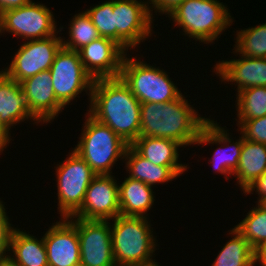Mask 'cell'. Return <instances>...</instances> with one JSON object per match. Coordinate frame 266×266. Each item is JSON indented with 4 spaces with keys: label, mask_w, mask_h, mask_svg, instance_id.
<instances>
[{
    "label": "cell",
    "mask_w": 266,
    "mask_h": 266,
    "mask_svg": "<svg viewBox=\"0 0 266 266\" xmlns=\"http://www.w3.org/2000/svg\"><path fill=\"white\" fill-rule=\"evenodd\" d=\"M240 56V59L217 62L213 71L222 82L236 83L237 93L254 86H266V58Z\"/></svg>",
    "instance_id": "18"
},
{
    "label": "cell",
    "mask_w": 266,
    "mask_h": 266,
    "mask_svg": "<svg viewBox=\"0 0 266 266\" xmlns=\"http://www.w3.org/2000/svg\"><path fill=\"white\" fill-rule=\"evenodd\" d=\"M10 132L0 124V153L3 152L4 147L10 143Z\"/></svg>",
    "instance_id": "36"
},
{
    "label": "cell",
    "mask_w": 266,
    "mask_h": 266,
    "mask_svg": "<svg viewBox=\"0 0 266 266\" xmlns=\"http://www.w3.org/2000/svg\"><path fill=\"white\" fill-rule=\"evenodd\" d=\"M131 146L144 158L158 166H185L178 163L179 147L182 145L174 140L139 136Z\"/></svg>",
    "instance_id": "23"
},
{
    "label": "cell",
    "mask_w": 266,
    "mask_h": 266,
    "mask_svg": "<svg viewBox=\"0 0 266 266\" xmlns=\"http://www.w3.org/2000/svg\"><path fill=\"white\" fill-rule=\"evenodd\" d=\"M257 204L266 210V197L262 198Z\"/></svg>",
    "instance_id": "39"
},
{
    "label": "cell",
    "mask_w": 266,
    "mask_h": 266,
    "mask_svg": "<svg viewBox=\"0 0 266 266\" xmlns=\"http://www.w3.org/2000/svg\"><path fill=\"white\" fill-rule=\"evenodd\" d=\"M113 220L110 228L116 266H143L154 262L152 256L158 244L148 219L118 215Z\"/></svg>",
    "instance_id": "3"
},
{
    "label": "cell",
    "mask_w": 266,
    "mask_h": 266,
    "mask_svg": "<svg viewBox=\"0 0 266 266\" xmlns=\"http://www.w3.org/2000/svg\"><path fill=\"white\" fill-rule=\"evenodd\" d=\"M87 116L81 139L73 150L86 161L96 175L111 174L117 159H124L129 144L110 127L97 121L89 113Z\"/></svg>",
    "instance_id": "5"
},
{
    "label": "cell",
    "mask_w": 266,
    "mask_h": 266,
    "mask_svg": "<svg viewBox=\"0 0 266 266\" xmlns=\"http://www.w3.org/2000/svg\"><path fill=\"white\" fill-rule=\"evenodd\" d=\"M229 234L233 238L226 242L212 266H254L256 252L249 242L235 228Z\"/></svg>",
    "instance_id": "25"
},
{
    "label": "cell",
    "mask_w": 266,
    "mask_h": 266,
    "mask_svg": "<svg viewBox=\"0 0 266 266\" xmlns=\"http://www.w3.org/2000/svg\"><path fill=\"white\" fill-rule=\"evenodd\" d=\"M266 171V145L243 140L238 167L234 174L244 192L255 180Z\"/></svg>",
    "instance_id": "22"
},
{
    "label": "cell",
    "mask_w": 266,
    "mask_h": 266,
    "mask_svg": "<svg viewBox=\"0 0 266 266\" xmlns=\"http://www.w3.org/2000/svg\"><path fill=\"white\" fill-rule=\"evenodd\" d=\"M227 131L228 130H225L223 127L217 124V122L215 123L214 120L209 119L200 131L199 137L196 141L197 145L203 143H209V145L213 143L217 145L222 144L221 147L223 148L219 147L217 150H215V153H213L211 163L214 167V171L216 170L217 173L226 175V180L229 179V177H227L228 175L233 176L238 167L241 148L244 140V137L241 135L238 140L235 142L233 140L232 142V139H230L229 133H227ZM224 148L228 149V152L227 150L225 151Z\"/></svg>",
    "instance_id": "17"
},
{
    "label": "cell",
    "mask_w": 266,
    "mask_h": 266,
    "mask_svg": "<svg viewBox=\"0 0 266 266\" xmlns=\"http://www.w3.org/2000/svg\"><path fill=\"white\" fill-rule=\"evenodd\" d=\"M168 17L185 35L206 44L213 43L233 22L227 6L218 0H186Z\"/></svg>",
    "instance_id": "4"
},
{
    "label": "cell",
    "mask_w": 266,
    "mask_h": 266,
    "mask_svg": "<svg viewBox=\"0 0 266 266\" xmlns=\"http://www.w3.org/2000/svg\"><path fill=\"white\" fill-rule=\"evenodd\" d=\"M32 2L31 0H0V13L17 7H22Z\"/></svg>",
    "instance_id": "35"
},
{
    "label": "cell",
    "mask_w": 266,
    "mask_h": 266,
    "mask_svg": "<svg viewBox=\"0 0 266 266\" xmlns=\"http://www.w3.org/2000/svg\"><path fill=\"white\" fill-rule=\"evenodd\" d=\"M244 139L266 145V115L260 118L238 122Z\"/></svg>",
    "instance_id": "31"
},
{
    "label": "cell",
    "mask_w": 266,
    "mask_h": 266,
    "mask_svg": "<svg viewBox=\"0 0 266 266\" xmlns=\"http://www.w3.org/2000/svg\"><path fill=\"white\" fill-rule=\"evenodd\" d=\"M143 266H160L159 264H158V262H151V263H148V264H145V265H143Z\"/></svg>",
    "instance_id": "40"
},
{
    "label": "cell",
    "mask_w": 266,
    "mask_h": 266,
    "mask_svg": "<svg viewBox=\"0 0 266 266\" xmlns=\"http://www.w3.org/2000/svg\"><path fill=\"white\" fill-rule=\"evenodd\" d=\"M5 206L0 200V257L6 256L9 251V246L11 242V236L14 227H11L7 213L5 212Z\"/></svg>",
    "instance_id": "32"
},
{
    "label": "cell",
    "mask_w": 266,
    "mask_h": 266,
    "mask_svg": "<svg viewBox=\"0 0 266 266\" xmlns=\"http://www.w3.org/2000/svg\"><path fill=\"white\" fill-rule=\"evenodd\" d=\"M49 71L55 96L64 107L83 91L89 90L91 97L94 79L85 70L78 51L61 47Z\"/></svg>",
    "instance_id": "8"
},
{
    "label": "cell",
    "mask_w": 266,
    "mask_h": 266,
    "mask_svg": "<svg viewBox=\"0 0 266 266\" xmlns=\"http://www.w3.org/2000/svg\"><path fill=\"white\" fill-rule=\"evenodd\" d=\"M68 26L70 39L66 41L62 38V47L66 49L78 51L100 37L86 11L76 14Z\"/></svg>",
    "instance_id": "28"
},
{
    "label": "cell",
    "mask_w": 266,
    "mask_h": 266,
    "mask_svg": "<svg viewBox=\"0 0 266 266\" xmlns=\"http://www.w3.org/2000/svg\"><path fill=\"white\" fill-rule=\"evenodd\" d=\"M48 266H74L80 263V243L77 227L63 218L43 235Z\"/></svg>",
    "instance_id": "15"
},
{
    "label": "cell",
    "mask_w": 266,
    "mask_h": 266,
    "mask_svg": "<svg viewBox=\"0 0 266 266\" xmlns=\"http://www.w3.org/2000/svg\"><path fill=\"white\" fill-rule=\"evenodd\" d=\"M0 266H18V265L9 254V255L0 257Z\"/></svg>",
    "instance_id": "38"
},
{
    "label": "cell",
    "mask_w": 266,
    "mask_h": 266,
    "mask_svg": "<svg viewBox=\"0 0 266 266\" xmlns=\"http://www.w3.org/2000/svg\"><path fill=\"white\" fill-rule=\"evenodd\" d=\"M53 17L45 5L30 2L1 12L0 33L6 31L27 41L48 38L60 32Z\"/></svg>",
    "instance_id": "9"
},
{
    "label": "cell",
    "mask_w": 266,
    "mask_h": 266,
    "mask_svg": "<svg viewBox=\"0 0 266 266\" xmlns=\"http://www.w3.org/2000/svg\"><path fill=\"white\" fill-rule=\"evenodd\" d=\"M87 73L94 79L117 78L126 51L114 40L99 37L78 50Z\"/></svg>",
    "instance_id": "14"
},
{
    "label": "cell",
    "mask_w": 266,
    "mask_h": 266,
    "mask_svg": "<svg viewBox=\"0 0 266 266\" xmlns=\"http://www.w3.org/2000/svg\"><path fill=\"white\" fill-rule=\"evenodd\" d=\"M126 56L119 77L141 104L168 103L182 95L163 69Z\"/></svg>",
    "instance_id": "6"
},
{
    "label": "cell",
    "mask_w": 266,
    "mask_h": 266,
    "mask_svg": "<svg viewBox=\"0 0 266 266\" xmlns=\"http://www.w3.org/2000/svg\"><path fill=\"white\" fill-rule=\"evenodd\" d=\"M92 23L97 28L100 37H106L116 42V26L113 14V0L90 7L86 10Z\"/></svg>",
    "instance_id": "30"
},
{
    "label": "cell",
    "mask_w": 266,
    "mask_h": 266,
    "mask_svg": "<svg viewBox=\"0 0 266 266\" xmlns=\"http://www.w3.org/2000/svg\"><path fill=\"white\" fill-rule=\"evenodd\" d=\"M113 14L116 43L125 51L135 48L146 40V37L151 36L153 18L147 1L113 0Z\"/></svg>",
    "instance_id": "10"
},
{
    "label": "cell",
    "mask_w": 266,
    "mask_h": 266,
    "mask_svg": "<svg viewBox=\"0 0 266 266\" xmlns=\"http://www.w3.org/2000/svg\"><path fill=\"white\" fill-rule=\"evenodd\" d=\"M234 228L249 242L256 252L266 243V210L259 205L254 207Z\"/></svg>",
    "instance_id": "27"
},
{
    "label": "cell",
    "mask_w": 266,
    "mask_h": 266,
    "mask_svg": "<svg viewBox=\"0 0 266 266\" xmlns=\"http://www.w3.org/2000/svg\"><path fill=\"white\" fill-rule=\"evenodd\" d=\"M152 187L132 178H125L119 185L120 215L145 217L154 204Z\"/></svg>",
    "instance_id": "21"
},
{
    "label": "cell",
    "mask_w": 266,
    "mask_h": 266,
    "mask_svg": "<svg viewBox=\"0 0 266 266\" xmlns=\"http://www.w3.org/2000/svg\"><path fill=\"white\" fill-rule=\"evenodd\" d=\"M238 122L266 115V86H254L237 93Z\"/></svg>",
    "instance_id": "26"
},
{
    "label": "cell",
    "mask_w": 266,
    "mask_h": 266,
    "mask_svg": "<svg viewBox=\"0 0 266 266\" xmlns=\"http://www.w3.org/2000/svg\"><path fill=\"white\" fill-rule=\"evenodd\" d=\"M53 35L44 39L28 40L18 48L11 64L2 70L10 79L21 81L51 68L62 38Z\"/></svg>",
    "instance_id": "11"
},
{
    "label": "cell",
    "mask_w": 266,
    "mask_h": 266,
    "mask_svg": "<svg viewBox=\"0 0 266 266\" xmlns=\"http://www.w3.org/2000/svg\"><path fill=\"white\" fill-rule=\"evenodd\" d=\"M77 227L80 262L85 266H116L111 228L108 220H86L69 217ZM73 220V221H72Z\"/></svg>",
    "instance_id": "12"
},
{
    "label": "cell",
    "mask_w": 266,
    "mask_h": 266,
    "mask_svg": "<svg viewBox=\"0 0 266 266\" xmlns=\"http://www.w3.org/2000/svg\"><path fill=\"white\" fill-rule=\"evenodd\" d=\"M262 266H266V243L263 244L257 251H256V262Z\"/></svg>",
    "instance_id": "37"
},
{
    "label": "cell",
    "mask_w": 266,
    "mask_h": 266,
    "mask_svg": "<svg viewBox=\"0 0 266 266\" xmlns=\"http://www.w3.org/2000/svg\"><path fill=\"white\" fill-rule=\"evenodd\" d=\"M233 50L244 57L266 58V22L236 32Z\"/></svg>",
    "instance_id": "29"
},
{
    "label": "cell",
    "mask_w": 266,
    "mask_h": 266,
    "mask_svg": "<svg viewBox=\"0 0 266 266\" xmlns=\"http://www.w3.org/2000/svg\"><path fill=\"white\" fill-rule=\"evenodd\" d=\"M33 119L26 95L20 83L10 79L2 70L0 71V124L8 131L11 126Z\"/></svg>",
    "instance_id": "19"
},
{
    "label": "cell",
    "mask_w": 266,
    "mask_h": 266,
    "mask_svg": "<svg viewBox=\"0 0 266 266\" xmlns=\"http://www.w3.org/2000/svg\"><path fill=\"white\" fill-rule=\"evenodd\" d=\"M114 177L96 175L87 187L81 208L72 218L110 221L120 215L119 185Z\"/></svg>",
    "instance_id": "13"
},
{
    "label": "cell",
    "mask_w": 266,
    "mask_h": 266,
    "mask_svg": "<svg viewBox=\"0 0 266 266\" xmlns=\"http://www.w3.org/2000/svg\"><path fill=\"white\" fill-rule=\"evenodd\" d=\"M253 191L258 193L259 195L257 202H259L262 198L266 197V171L257 180H255L250 186H248L246 190L244 191V193L249 194V193H252Z\"/></svg>",
    "instance_id": "34"
},
{
    "label": "cell",
    "mask_w": 266,
    "mask_h": 266,
    "mask_svg": "<svg viewBox=\"0 0 266 266\" xmlns=\"http://www.w3.org/2000/svg\"><path fill=\"white\" fill-rule=\"evenodd\" d=\"M56 168L58 210L61 217H72L84 201L87 187L96 173L74 150Z\"/></svg>",
    "instance_id": "7"
},
{
    "label": "cell",
    "mask_w": 266,
    "mask_h": 266,
    "mask_svg": "<svg viewBox=\"0 0 266 266\" xmlns=\"http://www.w3.org/2000/svg\"><path fill=\"white\" fill-rule=\"evenodd\" d=\"M124 159L129 178L144 182L150 187L156 183L172 181L187 170L186 166H158L142 157L131 145H128Z\"/></svg>",
    "instance_id": "20"
},
{
    "label": "cell",
    "mask_w": 266,
    "mask_h": 266,
    "mask_svg": "<svg viewBox=\"0 0 266 266\" xmlns=\"http://www.w3.org/2000/svg\"><path fill=\"white\" fill-rule=\"evenodd\" d=\"M74 266H85V265H83V264L80 262V263H78V264H76V265H74Z\"/></svg>",
    "instance_id": "41"
},
{
    "label": "cell",
    "mask_w": 266,
    "mask_h": 266,
    "mask_svg": "<svg viewBox=\"0 0 266 266\" xmlns=\"http://www.w3.org/2000/svg\"><path fill=\"white\" fill-rule=\"evenodd\" d=\"M20 85L35 123H49L65 108L55 96L49 70L21 81Z\"/></svg>",
    "instance_id": "16"
},
{
    "label": "cell",
    "mask_w": 266,
    "mask_h": 266,
    "mask_svg": "<svg viewBox=\"0 0 266 266\" xmlns=\"http://www.w3.org/2000/svg\"><path fill=\"white\" fill-rule=\"evenodd\" d=\"M88 113L131 145L140 136L141 102L120 77L93 82Z\"/></svg>",
    "instance_id": "1"
},
{
    "label": "cell",
    "mask_w": 266,
    "mask_h": 266,
    "mask_svg": "<svg viewBox=\"0 0 266 266\" xmlns=\"http://www.w3.org/2000/svg\"><path fill=\"white\" fill-rule=\"evenodd\" d=\"M198 115L184 95L168 103H142L140 136L171 139L183 147L194 145L209 120Z\"/></svg>",
    "instance_id": "2"
},
{
    "label": "cell",
    "mask_w": 266,
    "mask_h": 266,
    "mask_svg": "<svg viewBox=\"0 0 266 266\" xmlns=\"http://www.w3.org/2000/svg\"><path fill=\"white\" fill-rule=\"evenodd\" d=\"M148 1V0H147ZM186 0H149L147 2L148 8L150 10V14L153 17V14L151 11L156 10L155 12L165 13V15L172 12L179 4L185 2ZM149 3L152 4V6H149ZM152 10H151V9Z\"/></svg>",
    "instance_id": "33"
},
{
    "label": "cell",
    "mask_w": 266,
    "mask_h": 266,
    "mask_svg": "<svg viewBox=\"0 0 266 266\" xmlns=\"http://www.w3.org/2000/svg\"><path fill=\"white\" fill-rule=\"evenodd\" d=\"M18 266H48L44 238L41 240L29 232L15 228L11 236L9 251ZM15 256V257H14Z\"/></svg>",
    "instance_id": "24"
}]
</instances>
